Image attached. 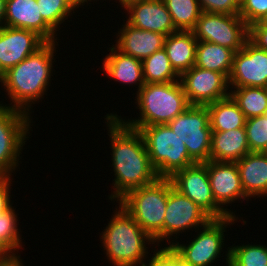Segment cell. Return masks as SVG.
Listing matches in <instances>:
<instances>
[{"label":"cell","mask_w":267,"mask_h":266,"mask_svg":"<svg viewBox=\"0 0 267 266\" xmlns=\"http://www.w3.org/2000/svg\"><path fill=\"white\" fill-rule=\"evenodd\" d=\"M16 208L10 207L0 214V242L12 253L15 254L22 249V238L18 229V215ZM18 223V224H17Z\"/></svg>","instance_id":"cell-31"},{"label":"cell","mask_w":267,"mask_h":266,"mask_svg":"<svg viewBox=\"0 0 267 266\" xmlns=\"http://www.w3.org/2000/svg\"><path fill=\"white\" fill-rule=\"evenodd\" d=\"M235 51L207 41H198L196 48V67L215 71L229 77Z\"/></svg>","instance_id":"cell-24"},{"label":"cell","mask_w":267,"mask_h":266,"mask_svg":"<svg viewBox=\"0 0 267 266\" xmlns=\"http://www.w3.org/2000/svg\"><path fill=\"white\" fill-rule=\"evenodd\" d=\"M248 40L257 48L267 51V27L262 22L248 26Z\"/></svg>","instance_id":"cell-36"},{"label":"cell","mask_w":267,"mask_h":266,"mask_svg":"<svg viewBox=\"0 0 267 266\" xmlns=\"http://www.w3.org/2000/svg\"><path fill=\"white\" fill-rule=\"evenodd\" d=\"M13 178L11 177H2L0 179V214L7 211L11 206H13L12 204V200L11 198V190L12 188H10L11 182H12Z\"/></svg>","instance_id":"cell-37"},{"label":"cell","mask_w":267,"mask_h":266,"mask_svg":"<svg viewBox=\"0 0 267 266\" xmlns=\"http://www.w3.org/2000/svg\"><path fill=\"white\" fill-rule=\"evenodd\" d=\"M109 54L103 58L102 70L115 82L125 85H136L138 91L145 85L142 61L131 55L124 54L114 45L109 47Z\"/></svg>","instance_id":"cell-21"},{"label":"cell","mask_w":267,"mask_h":266,"mask_svg":"<svg viewBox=\"0 0 267 266\" xmlns=\"http://www.w3.org/2000/svg\"><path fill=\"white\" fill-rule=\"evenodd\" d=\"M239 15L247 26L261 22L267 16V0H241Z\"/></svg>","instance_id":"cell-33"},{"label":"cell","mask_w":267,"mask_h":266,"mask_svg":"<svg viewBox=\"0 0 267 266\" xmlns=\"http://www.w3.org/2000/svg\"><path fill=\"white\" fill-rule=\"evenodd\" d=\"M145 83H167L179 81V75L171 66L164 48L142 61Z\"/></svg>","instance_id":"cell-26"},{"label":"cell","mask_w":267,"mask_h":266,"mask_svg":"<svg viewBox=\"0 0 267 266\" xmlns=\"http://www.w3.org/2000/svg\"><path fill=\"white\" fill-rule=\"evenodd\" d=\"M230 96L244 113L246 119L267 112V88L242 87L230 90Z\"/></svg>","instance_id":"cell-27"},{"label":"cell","mask_w":267,"mask_h":266,"mask_svg":"<svg viewBox=\"0 0 267 266\" xmlns=\"http://www.w3.org/2000/svg\"><path fill=\"white\" fill-rule=\"evenodd\" d=\"M37 3L43 20L58 33L60 25L69 16H73L72 12L75 13L74 10L77 12L76 9L88 2L86 0H37Z\"/></svg>","instance_id":"cell-28"},{"label":"cell","mask_w":267,"mask_h":266,"mask_svg":"<svg viewBox=\"0 0 267 266\" xmlns=\"http://www.w3.org/2000/svg\"><path fill=\"white\" fill-rule=\"evenodd\" d=\"M27 113L0 105V176L11 177L29 138L33 119ZM32 119V120H31ZM29 135V136H28ZM20 158V159H19Z\"/></svg>","instance_id":"cell-8"},{"label":"cell","mask_w":267,"mask_h":266,"mask_svg":"<svg viewBox=\"0 0 267 266\" xmlns=\"http://www.w3.org/2000/svg\"><path fill=\"white\" fill-rule=\"evenodd\" d=\"M210 220L211 218L192 200L176 190L170 180V192L168 193L164 219V240H167L169 247L176 242L182 232L190 229L192 231L195 229L197 232ZM172 236L177 238H172Z\"/></svg>","instance_id":"cell-12"},{"label":"cell","mask_w":267,"mask_h":266,"mask_svg":"<svg viewBox=\"0 0 267 266\" xmlns=\"http://www.w3.org/2000/svg\"><path fill=\"white\" fill-rule=\"evenodd\" d=\"M100 234L106 257L113 266H145L148 256L146 245L155 244L132 216L120 205ZM145 261V262H144Z\"/></svg>","instance_id":"cell-3"},{"label":"cell","mask_w":267,"mask_h":266,"mask_svg":"<svg viewBox=\"0 0 267 266\" xmlns=\"http://www.w3.org/2000/svg\"><path fill=\"white\" fill-rule=\"evenodd\" d=\"M21 255L12 254L7 259L0 261V266H24Z\"/></svg>","instance_id":"cell-38"},{"label":"cell","mask_w":267,"mask_h":266,"mask_svg":"<svg viewBox=\"0 0 267 266\" xmlns=\"http://www.w3.org/2000/svg\"><path fill=\"white\" fill-rule=\"evenodd\" d=\"M170 180L173 187L187 196L211 219H223L229 215L215 202L208 177L207 166L195 163L177 171Z\"/></svg>","instance_id":"cell-11"},{"label":"cell","mask_w":267,"mask_h":266,"mask_svg":"<svg viewBox=\"0 0 267 266\" xmlns=\"http://www.w3.org/2000/svg\"><path fill=\"white\" fill-rule=\"evenodd\" d=\"M262 153H264L265 155H267V146H266V148L262 151Z\"/></svg>","instance_id":"cell-43"},{"label":"cell","mask_w":267,"mask_h":266,"mask_svg":"<svg viewBox=\"0 0 267 266\" xmlns=\"http://www.w3.org/2000/svg\"><path fill=\"white\" fill-rule=\"evenodd\" d=\"M6 0H0V27L4 26Z\"/></svg>","instance_id":"cell-39"},{"label":"cell","mask_w":267,"mask_h":266,"mask_svg":"<svg viewBox=\"0 0 267 266\" xmlns=\"http://www.w3.org/2000/svg\"><path fill=\"white\" fill-rule=\"evenodd\" d=\"M192 32L198 41L225 46L235 52L248 40V26L239 14L202 12Z\"/></svg>","instance_id":"cell-10"},{"label":"cell","mask_w":267,"mask_h":266,"mask_svg":"<svg viewBox=\"0 0 267 266\" xmlns=\"http://www.w3.org/2000/svg\"><path fill=\"white\" fill-rule=\"evenodd\" d=\"M111 145V165L115 173L113 191L108 199L118 202L131 190L156 181L159 176L152 166L141 133L124 124L115 113L104 117Z\"/></svg>","instance_id":"cell-1"},{"label":"cell","mask_w":267,"mask_h":266,"mask_svg":"<svg viewBox=\"0 0 267 266\" xmlns=\"http://www.w3.org/2000/svg\"><path fill=\"white\" fill-rule=\"evenodd\" d=\"M202 12L239 14L240 0H198Z\"/></svg>","instance_id":"cell-35"},{"label":"cell","mask_w":267,"mask_h":266,"mask_svg":"<svg viewBox=\"0 0 267 266\" xmlns=\"http://www.w3.org/2000/svg\"><path fill=\"white\" fill-rule=\"evenodd\" d=\"M197 44L192 31H177L166 36L164 49L179 76L195 65Z\"/></svg>","instance_id":"cell-23"},{"label":"cell","mask_w":267,"mask_h":266,"mask_svg":"<svg viewBox=\"0 0 267 266\" xmlns=\"http://www.w3.org/2000/svg\"><path fill=\"white\" fill-rule=\"evenodd\" d=\"M245 195L267 197V155L250 152L236 162Z\"/></svg>","instance_id":"cell-20"},{"label":"cell","mask_w":267,"mask_h":266,"mask_svg":"<svg viewBox=\"0 0 267 266\" xmlns=\"http://www.w3.org/2000/svg\"><path fill=\"white\" fill-rule=\"evenodd\" d=\"M230 247L225 254L227 266H267L266 245H252L251 242V244Z\"/></svg>","instance_id":"cell-30"},{"label":"cell","mask_w":267,"mask_h":266,"mask_svg":"<svg viewBox=\"0 0 267 266\" xmlns=\"http://www.w3.org/2000/svg\"><path fill=\"white\" fill-rule=\"evenodd\" d=\"M207 166L208 177L215 202L229 215L236 217L235 213L227 209V204L236 200L242 202L249 200L241 185V180L235 162L211 161L204 163ZM226 206V208L224 207Z\"/></svg>","instance_id":"cell-15"},{"label":"cell","mask_w":267,"mask_h":266,"mask_svg":"<svg viewBox=\"0 0 267 266\" xmlns=\"http://www.w3.org/2000/svg\"><path fill=\"white\" fill-rule=\"evenodd\" d=\"M4 26L34 31L46 42L58 39V34L43 20L37 0H6Z\"/></svg>","instance_id":"cell-18"},{"label":"cell","mask_w":267,"mask_h":266,"mask_svg":"<svg viewBox=\"0 0 267 266\" xmlns=\"http://www.w3.org/2000/svg\"><path fill=\"white\" fill-rule=\"evenodd\" d=\"M179 81L190 105L207 106L230 96L228 78L222 73L193 66Z\"/></svg>","instance_id":"cell-13"},{"label":"cell","mask_w":267,"mask_h":266,"mask_svg":"<svg viewBox=\"0 0 267 266\" xmlns=\"http://www.w3.org/2000/svg\"><path fill=\"white\" fill-rule=\"evenodd\" d=\"M245 130L250 152H262L267 146V114L246 119Z\"/></svg>","instance_id":"cell-32"},{"label":"cell","mask_w":267,"mask_h":266,"mask_svg":"<svg viewBox=\"0 0 267 266\" xmlns=\"http://www.w3.org/2000/svg\"><path fill=\"white\" fill-rule=\"evenodd\" d=\"M261 22L267 27V16Z\"/></svg>","instance_id":"cell-42"},{"label":"cell","mask_w":267,"mask_h":266,"mask_svg":"<svg viewBox=\"0 0 267 266\" xmlns=\"http://www.w3.org/2000/svg\"><path fill=\"white\" fill-rule=\"evenodd\" d=\"M170 192V178H158L151 184L128 192L119 203L157 243L164 242V219Z\"/></svg>","instance_id":"cell-5"},{"label":"cell","mask_w":267,"mask_h":266,"mask_svg":"<svg viewBox=\"0 0 267 266\" xmlns=\"http://www.w3.org/2000/svg\"><path fill=\"white\" fill-rule=\"evenodd\" d=\"M134 100L140 117L125 120L115 114L129 127L168 124L190 106L180 81L145 83Z\"/></svg>","instance_id":"cell-4"},{"label":"cell","mask_w":267,"mask_h":266,"mask_svg":"<svg viewBox=\"0 0 267 266\" xmlns=\"http://www.w3.org/2000/svg\"><path fill=\"white\" fill-rule=\"evenodd\" d=\"M212 132H223L245 127L246 118L231 96L208 104Z\"/></svg>","instance_id":"cell-25"},{"label":"cell","mask_w":267,"mask_h":266,"mask_svg":"<svg viewBox=\"0 0 267 266\" xmlns=\"http://www.w3.org/2000/svg\"><path fill=\"white\" fill-rule=\"evenodd\" d=\"M124 9L129 14L126 22L133 27L166 36L177 32L163 0L134 2Z\"/></svg>","instance_id":"cell-17"},{"label":"cell","mask_w":267,"mask_h":266,"mask_svg":"<svg viewBox=\"0 0 267 266\" xmlns=\"http://www.w3.org/2000/svg\"><path fill=\"white\" fill-rule=\"evenodd\" d=\"M167 125L183 141L196 163L210 160L212 129L207 106L190 105Z\"/></svg>","instance_id":"cell-9"},{"label":"cell","mask_w":267,"mask_h":266,"mask_svg":"<svg viewBox=\"0 0 267 266\" xmlns=\"http://www.w3.org/2000/svg\"><path fill=\"white\" fill-rule=\"evenodd\" d=\"M12 253L0 242V261L7 259Z\"/></svg>","instance_id":"cell-40"},{"label":"cell","mask_w":267,"mask_h":266,"mask_svg":"<svg viewBox=\"0 0 267 266\" xmlns=\"http://www.w3.org/2000/svg\"><path fill=\"white\" fill-rule=\"evenodd\" d=\"M96 1V0H94ZM117 1V0H116ZM119 2V5H122L120 6L123 7L122 9H124L125 7L129 6L130 4L134 3V2H139V1H146V0H118Z\"/></svg>","instance_id":"cell-41"},{"label":"cell","mask_w":267,"mask_h":266,"mask_svg":"<svg viewBox=\"0 0 267 266\" xmlns=\"http://www.w3.org/2000/svg\"><path fill=\"white\" fill-rule=\"evenodd\" d=\"M230 90L242 87H267V51L257 48L247 40L235 52L228 77Z\"/></svg>","instance_id":"cell-14"},{"label":"cell","mask_w":267,"mask_h":266,"mask_svg":"<svg viewBox=\"0 0 267 266\" xmlns=\"http://www.w3.org/2000/svg\"><path fill=\"white\" fill-rule=\"evenodd\" d=\"M160 246V248L156 249L154 247V251H151L152 257L147 260L145 266H190L187 263H185L180 256L177 255V253L167 245Z\"/></svg>","instance_id":"cell-34"},{"label":"cell","mask_w":267,"mask_h":266,"mask_svg":"<svg viewBox=\"0 0 267 266\" xmlns=\"http://www.w3.org/2000/svg\"><path fill=\"white\" fill-rule=\"evenodd\" d=\"M131 128L141 133L159 178H170L177 171L196 163L189 156L186 145L167 124Z\"/></svg>","instance_id":"cell-6"},{"label":"cell","mask_w":267,"mask_h":266,"mask_svg":"<svg viewBox=\"0 0 267 266\" xmlns=\"http://www.w3.org/2000/svg\"><path fill=\"white\" fill-rule=\"evenodd\" d=\"M56 46H59L57 41L46 42L35 53L0 76L1 87L3 85L10 99V104L3 105L1 101V106L21 110L31 116L34 112L31 110L32 104L44 98L51 84Z\"/></svg>","instance_id":"cell-2"},{"label":"cell","mask_w":267,"mask_h":266,"mask_svg":"<svg viewBox=\"0 0 267 266\" xmlns=\"http://www.w3.org/2000/svg\"><path fill=\"white\" fill-rule=\"evenodd\" d=\"M237 217L228 216L223 219H211L188 244L174 242L170 247L190 266H213L224 248L228 225H234ZM202 229V231H201ZM216 260V261H215Z\"/></svg>","instance_id":"cell-7"},{"label":"cell","mask_w":267,"mask_h":266,"mask_svg":"<svg viewBox=\"0 0 267 266\" xmlns=\"http://www.w3.org/2000/svg\"><path fill=\"white\" fill-rule=\"evenodd\" d=\"M177 31H192L202 13L198 0H163Z\"/></svg>","instance_id":"cell-29"},{"label":"cell","mask_w":267,"mask_h":266,"mask_svg":"<svg viewBox=\"0 0 267 266\" xmlns=\"http://www.w3.org/2000/svg\"><path fill=\"white\" fill-rule=\"evenodd\" d=\"M248 153H250V149L245 127L223 132H212L211 161L236 163Z\"/></svg>","instance_id":"cell-22"},{"label":"cell","mask_w":267,"mask_h":266,"mask_svg":"<svg viewBox=\"0 0 267 266\" xmlns=\"http://www.w3.org/2000/svg\"><path fill=\"white\" fill-rule=\"evenodd\" d=\"M116 37V44L113 45L118 50L141 61L164 48L166 39V35L142 30L127 22H123Z\"/></svg>","instance_id":"cell-19"},{"label":"cell","mask_w":267,"mask_h":266,"mask_svg":"<svg viewBox=\"0 0 267 266\" xmlns=\"http://www.w3.org/2000/svg\"><path fill=\"white\" fill-rule=\"evenodd\" d=\"M46 41L36 32L0 27V76L41 48Z\"/></svg>","instance_id":"cell-16"}]
</instances>
